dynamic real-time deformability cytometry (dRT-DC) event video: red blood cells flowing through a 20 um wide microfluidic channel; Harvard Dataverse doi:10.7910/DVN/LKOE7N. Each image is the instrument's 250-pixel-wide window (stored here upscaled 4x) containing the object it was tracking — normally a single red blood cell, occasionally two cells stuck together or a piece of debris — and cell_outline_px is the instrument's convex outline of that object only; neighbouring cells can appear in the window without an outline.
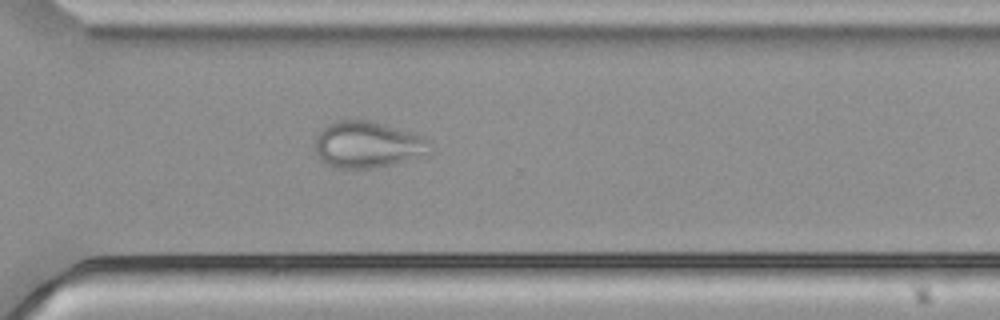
{"species": "common noctule bat (a hibernating species)", "species_latin": "Nyctalus noctula", "temperature_condition": "cold", "stored_images_in_passage": 38, "camera_frame_rate_fps": 3000, "um_per_image_px": 0.085, "animal": {"sex": "male", "body_mass_g": 21.5, "forearm_length_mm": 52.0}, "frame": {"image": 1, "passage_image": 22, "time_ms": 7.0, "image_size_px": [1000, 320], "cell_outline_px": [[432, 152], [392, 164], [372, 168], [332, 168], [324, 164], [316, 156], [312, 144], [320, 128], [332, 120], [368, 120], [424, 136], [432, 140]], "centroid_in_image_um": [31.17, 12.29], "position_along_channel_um": 339.4, "area_um2": 31.79}}
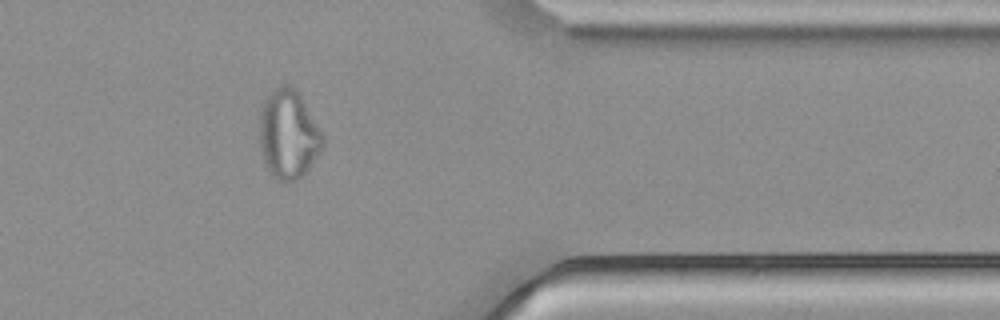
{"frame": {"image": 2, "passage_image": 27, "time_ms": 8.667, "image_size_px": [1000, 320], "cell_outline_px": [[324, 144], [308, 168], [296, 180], [276, 180], [272, 176], [264, 164], [260, 148], [260, 112], [264, 100], [272, 88], [284, 84], [296, 88], [324, 136]], "centroid_in_image_um": [24.48, 11.39], "position_along_channel_um": 386.9, "area_um2": 32.54}}